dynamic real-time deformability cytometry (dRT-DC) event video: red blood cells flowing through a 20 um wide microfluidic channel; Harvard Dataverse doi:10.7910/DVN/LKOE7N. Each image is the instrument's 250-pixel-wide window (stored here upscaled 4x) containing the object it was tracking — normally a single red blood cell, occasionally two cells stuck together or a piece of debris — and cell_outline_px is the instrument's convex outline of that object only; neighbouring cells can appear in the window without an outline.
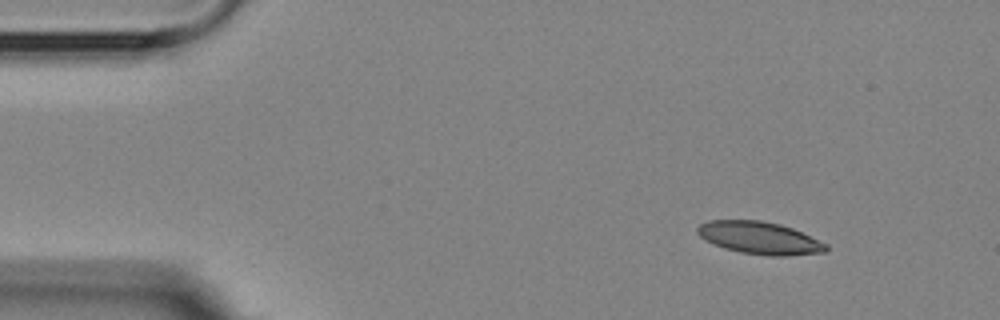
{"species": "Egyptian fruit bat (a non-hibernating species)", "species_latin": "Rousettus aegyptiacus", "temperature_condition": "room temperature", "stored_images_in_passage": 5, "camera_frame_rate_fps": 3000, "um_per_image_px": 0.085, "animal": {"sex": "female"}, "frame": {"image": 1, "passage_image": 1, "time_ms": 0.0, "image_size_px": [1000, 320], "cell_outline_px": [[828, 252], [788, 256], [768, 256], [740, 252], [724, 248], [700, 236], [696, 232], [696, 228], [700, 224], [708, 220], [760, 220], [780, 224], [792, 228], [828, 244]], "centroid_in_image_um": [64.6, 20.23], "position_along_channel_um": 20.4, "area_um2": 24.33}}
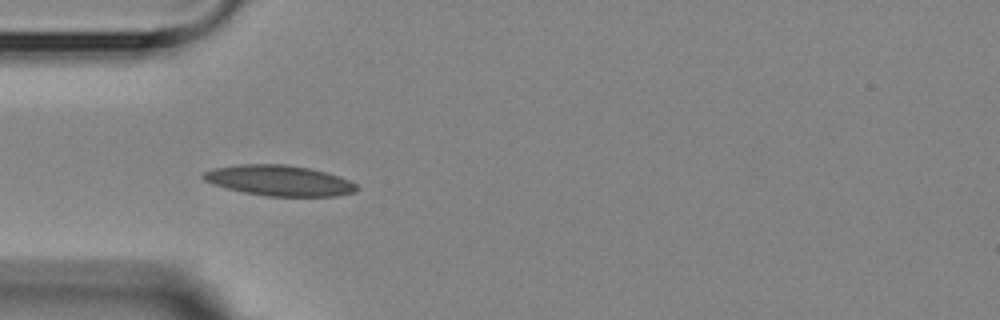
{"frame": {"image": 2, "passage_image": 4, "time_ms": 3.333, "image_size_px": [1000, 320], "cell_outline_px": [[360, 188], [356, 192], [336, 196], [268, 196], [244, 192], [212, 184], [204, 180], [200, 176], [204, 172], [212, 168], [236, 164], [284, 164], [308, 168], [324, 172], [348, 180], [356, 184]], "centroid_in_image_um": [23.7, 15.34], "position_along_channel_um": 61.3, "area_um2": 27.22}}